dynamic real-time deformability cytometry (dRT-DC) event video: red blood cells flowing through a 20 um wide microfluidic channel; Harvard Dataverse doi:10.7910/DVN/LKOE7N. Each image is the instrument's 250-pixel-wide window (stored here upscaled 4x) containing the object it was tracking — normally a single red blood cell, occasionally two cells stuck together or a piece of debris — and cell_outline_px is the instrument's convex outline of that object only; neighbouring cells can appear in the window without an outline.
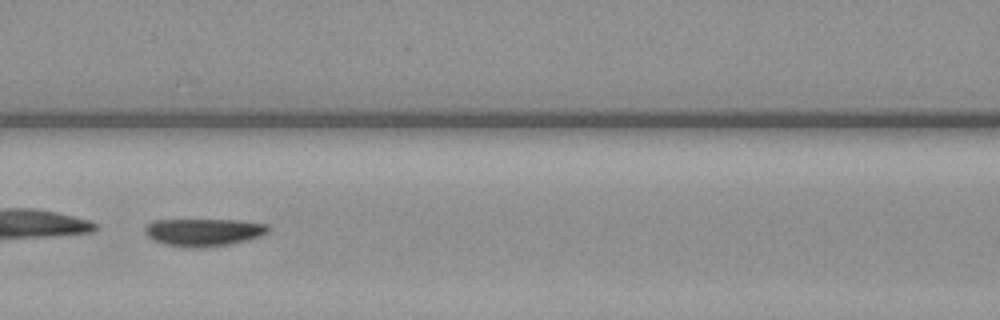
{"species": "common noctule bat (a hibernating species)", "species_latin": "Nyctalus noctula", "temperature_condition": "warm", "stored_images_in_passage": 54, "camera_frame_rate_fps": 3000, "um_per_image_px": 0.085, "animal": {"sex": "female", "body_mass_g": 19.3, "forearm_length_mm": 54.1}, "frame": {"image": 1, "passage_image": 22, "time_ms": 7.0, "image_size_px": [1000, 320], "cell_outline_px": [[272, 228], [268, 232], [260, 236], [248, 240], [228, 244], [200, 248], [196, 248], [164, 244], [152, 240], [144, 232], [144, 228], [148, 224], [156, 220], [240, 220], [268, 224]], "centroid_in_image_um": [17.34, 19.73], "position_along_channel_um": 149.3, "area_um2": 19.88}}
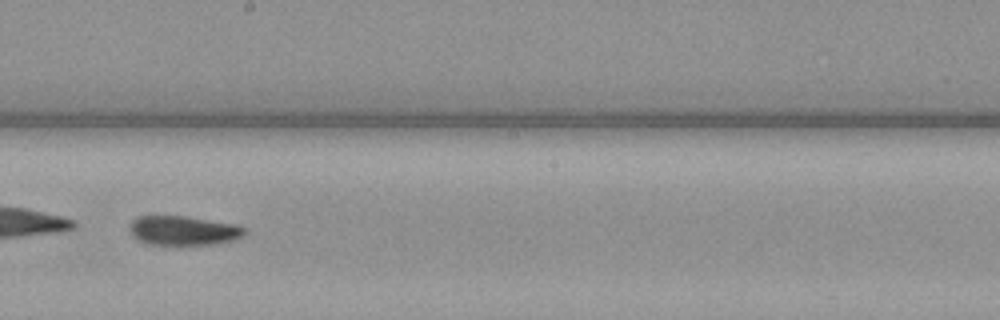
{"frame": {"image": 2, "passage_image": 29, "time_ms": 9.333, "image_size_px": [1000, 320], "cell_outline_px": [[248, 232], [244, 236], [236, 240], [216, 244], [180, 248], [144, 244], [132, 236], [128, 228], [128, 224], [136, 216], [184, 216], [236, 224], [244, 228]], "centroid_in_image_um": [15.56, 19.66], "position_along_channel_um": 232.6, "area_um2": 20.98}}
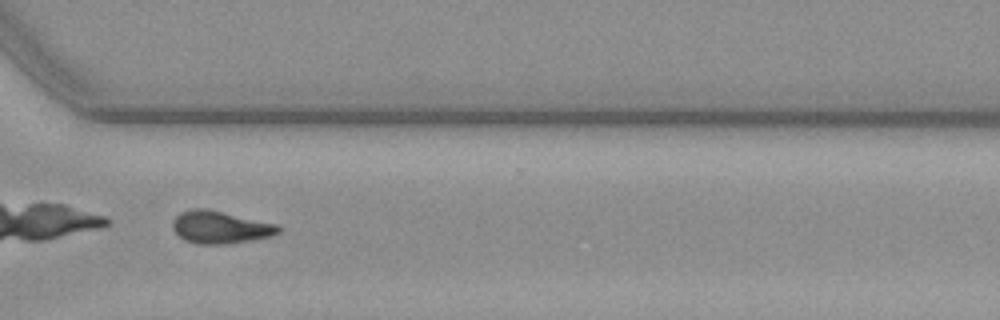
{"frame": {"image": 3, "passage_image": 39, "time_ms": 12.667, "image_size_px": [1000, 320], "cell_outline_px": [[280, 232], [272, 236], [224, 244], [196, 244], [184, 240], [172, 228], [172, 220], [180, 212], [192, 208], [208, 208], [276, 224], [280, 228]], "centroid_in_image_um": [18.68, 19.3], "position_along_channel_um": 351.9, "area_um2": 20.0}}